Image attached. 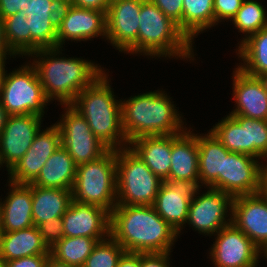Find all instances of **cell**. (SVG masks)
Returning <instances> with one entry per match:
<instances>
[{"mask_svg": "<svg viewBox=\"0 0 267 267\" xmlns=\"http://www.w3.org/2000/svg\"><path fill=\"white\" fill-rule=\"evenodd\" d=\"M110 235L131 253L172 252L178 232L153 206L116 205L110 213Z\"/></svg>", "mask_w": 267, "mask_h": 267, "instance_id": "obj_1", "label": "cell"}, {"mask_svg": "<svg viewBox=\"0 0 267 267\" xmlns=\"http://www.w3.org/2000/svg\"><path fill=\"white\" fill-rule=\"evenodd\" d=\"M61 51L60 47L44 48L28 57L36 58L31 64L37 71L45 97L50 102L55 99L61 105H69L106 71L82 58L59 57Z\"/></svg>", "mask_w": 267, "mask_h": 267, "instance_id": "obj_2", "label": "cell"}, {"mask_svg": "<svg viewBox=\"0 0 267 267\" xmlns=\"http://www.w3.org/2000/svg\"><path fill=\"white\" fill-rule=\"evenodd\" d=\"M164 91H150L121 100L122 127L128 144L144 136L183 133L181 114Z\"/></svg>", "mask_w": 267, "mask_h": 267, "instance_id": "obj_3", "label": "cell"}, {"mask_svg": "<svg viewBox=\"0 0 267 267\" xmlns=\"http://www.w3.org/2000/svg\"><path fill=\"white\" fill-rule=\"evenodd\" d=\"M108 73L81 91L70 104L88 122L93 134L109 149L129 144L122 127L121 100L115 98Z\"/></svg>", "mask_w": 267, "mask_h": 267, "instance_id": "obj_4", "label": "cell"}, {"mask_svg": "<svg viewBox=\"0 0 267 267\" xmlns=\"http://www.w3.org/2000/svg\"><path fill=\"white\" fill-rule=\"evenodd\" d=\"M193 43L151 0H142L137 54L151 57L193 58ZM193 52V53H192Z\"/></svg>", "mask_w": 267, "mask_h": 267, "instance_id": "obj_5", "label": "cell"}, {"mask_svg": "<svg viewBox=\"0 0 267 267\" xmlns=\"http://www.w3.org/2000/svg\"><path fill=\"white\" fill-rule=\"evenodd\" d=\"M73 199L107 210L117 205L116 150L109 149L100 158L76 166Z\"/></svg>", "mask_w": 267, "mask_h": 267, "instance_id": "obj_6", "label": "cell"}, {"mask_svg": "<svg viewBox=\"0 0 267 267\" xmlns=\"http://www.w3.org/2000/svg\"><path fill=\"white\" fill-rule=\"evenodd\" d=\"M117 205L153 206L163 180L130 148L116 150Z\"/></svg>", "mask_w": 267, "mask_h": 267, "instance_id": "obj_7", "label": "cell"}, {"mask_svg": "<svg viewBox=\"0 0 267 267\" xmlns=\"http://www.w3.org/2000/svg\"><path fill=\"white\" fill-rule=\"evenodd\" d=\"M27 63L5 74L0 99L9 115L35 114L43 117L50 102L44 94L37 71Z\"/></svg>", "mask_w": 267, "mask_h": 267, "instance_id": "obj_8", "label": "cell"}, {"mask_svg": "<svg viewBox=\"0 0 267 267\" xmlns=\"http://www.w3.org/2000/svg\"><path fill=\"white\" fill-rule=\"evenodd\" d=\"M65 113L55 123L61 132V144L68 151L76 166L94 161L109 148L92 132L86 119L70 104L64 105Z\"/></svg>", "mask_w": 267, "mask_h": 267, "instance_id": "obj_9", "label": "cell"}, {"mask_svg": "<svg viewBox=\"0 0 267 267\" xmlns=\"http://www.w3.org/2000/svg\"><path fill=\"white\" fill-rule=\"evenodd\" d=\"M210 248L215 267H256L261 250L232 222L221 228Z\"/></svg>", "mask_w": 267, "mask_h": 267, "instance_id": "obj_10", "label": "cell"}, {"mask_svg": "<svg viewBox=\"0 0 267 267\" xmlns=\"http://www.w3.org/2000/svg\"><path fill=\"white\" fill-rule=\"evenodd\" d=\"M258 160L247 154L230 151L223 155L219 190L232 197L258 193L263 172L267 169V165L264 166Z\"/></svg>", "mask_w": 267, "mask_h": 267, "instance_id": "obj_11", "label": "cell"}, {"mask_svg": "<svg viewBox=\"0 0 267 267\" xmlns=\"http://www.w3.org/2000/svg\"><path fill=\"white\" fill-rule=\"evenodd\" d=\"M207 189L203 194L197 192L191 200L186 223L199 233L214 236V233L231 223V217H226L229 211L231 216L233 197L218 189Z\"/></svg>", "mask_w": 267, "mask_h": 267, "instance_id": "obj_12", "label": "cell"}, {"mask_svg": "<svg viewBox=\"0 0 267 267\" xmlns=\"http://www.w3.org/2000/svg\"><path fill=\"white\" fill-rule=\"evenodd\" d=\"M107 36L106 12L69 4L60 8L57 19V47L63 48L65 40L86 41Z\"/></svg>", "mask_w": 267, "mask_h": 267, "instance_id": "obj_13", "label": "cell"}, {"mask_svg": "<svg viewBox=\"0 0 267 267\" xmlns=\"http://www.w3.org/2000/svg\"><path fill=\"white\" fill-rule=\"evenodd\" d=\"M142 0H112L106 12V40L119 52L137 54Z\"/></svg>", "mask_w": 267, "mask_h": 267, "instance_id": "obj_14", "label": "cell"}, {"mask_svg": "<svg viewBox=\"0 0 267 267\" xmlns=\"http://www.w3.org/2000/svg\"><path fill=\"white\" fill-rule=\"evenodd\" d=\"M200 186L185 179L163 180L153 207L178 234L186 224L191 200L200 192Z\"/></svg>", "mask_w": 267, "mask_h": 267, "instance_id": "obj_15", "label": "cell"}, {"mask_svg": "<svg viewBox=\"0 0 267 267\" xmlns=\"http://www.w3.org/2000/svg\"><path fill=\"white\" fill-rule=\"evenodd\" d=\"M42 117L35 114L9 115L0 133V168L9 172L25 155L41 129Z\"/></svg>", "mask_w": 267, "mask_h": 267, "instance_id": "obj_16", "label": "cell"}, {"mask_svg": "<svg viewBox=\"0 0 267 267\" xmlns=\"http://www.w3.org/2000/svg\"><path fill=\"white\" fill-rule=\"evenodd\" d=\"M231 222L267 257V201L259 192L233 197Z\"/></svg>", "mask_w": 267, "mask_h": 267, "instance_id": "obj_17", "label": "cell"}, {"mask_svg": "<svg viewBox=\"0 0 267 267\" xmlns=\"http://www.w3.org/2000/svg\"><path fill=\"white\" fill-rule=\"evenodd\" d=\"M61 145V132L55 123L45 130L40 129L28 151L8 172L9 181L15 184H31L48 158Z\"/></svg>", "mask_w": 267, "mask_h": 267, "instance_id": "obj_18", "label": "cell"}, {"mask_svg": "<svg viewBox=\"0 0 267 267\" xmlns=\"http://www.w3.org/2000/svg\"><path fill=\"white\" fill-rule=\"evenodd\" d=\"M64 237L108 238L110 213L100 206L72 199L62 216Z\"/></svg>", "mask_w": 267, "mask_h": 267, "instance_id": "obj_19", "label": "cell"}, {"mask_svg": "<svg viewBox=\"0 0 267 267\" xmlns=\"http://www.w3.org/2000/svg\"><path fill=\"white\" fill-rule=\"evenodd\" d=\"M232 76L233 98L237 105L229 115L267 121V78L248 75L239 67Z\"/></svg>", "mask_w": 267, "mask_h": 267, "instance_id": "obj_20", "label": "cell"}, {"mask_svg": "<svg viewBox=\"0 0 267 267\" xmlns=\"http://www.w3.org/2000/svg\"><path fill=\"white\" fill-rule=\"evenodd\" d=\"M60 7L51 0H29L26 10L31 32V53L57 47V19Z\"/></svg>", "mask_w": 267, "mask_h": 267, "instance_id": "obj_21", "label": "cell"}, {"mask_svg": "<svg viewBox=\"0 0 267 267\" xmlns=\"http://www.w3.org/2000/svg\"><path fill=\"white\" fill-rule=\"evenodd\" d=\"M6 199L0 201V232H13L34 226L32 217V184L10 181Z\"/></svg>", "mask_w": 267, "mask_h": 267, "instance_id": "obj_22", "label": "cell"}, {"mask_svg": "<svg viewBox=\"0 0 267 267\" xmlns=\"http://www.w3.org/2000/svg\"><path fill=\"white\" fill-rule=\"evenodd\" d=\"M169 180L199 181L197 134L186 130L171 134V167Z\"/></svg>", "mask_w": 267, "mask_h": 267, "instance_id": "obj_23", "label": "cell"}, {"mask_svg": "<svg viewBox=\"0 0 267 267\" xmlns=\"http://www.w3.org/2000/svg\"><path fill=\"white\" fill-rule=\"evenodd\" d=\"M129 146L155 175L162 180L169 177L171 135L139 137L131 141Z\"/></svg>", "mask_w": 267, "mask_h": 267, "instance_id": "obj_24", "label": "cell"}, {"mask_svg": "<svg viewBox=\"0 0 267 267\" xmlns=\"http://www.w3.org/2000/svg\"><path fill=\"white\" fill-rule=\"evenodd\" d=\"M40 254L50 253L37 226L13 232H0L2 262Z\"/></svg>", "mask_w": 267, "mask_h": 267, "instance_id": "obj_25", "label": "cell"}, {"mask_svg": "<svg viewBox=\"0 0 267 267\" xmlns=\"http://www.w3.org/2000/svg\"><path fill=\"white\" fill-rule=\"evenodd\" d=\"M197 135L199 181L206 187L219 190V173H222L223 155L229 152L211 131Z\"/></svg>", "mask_w": 267, "mask_h": 267, "instance_id": "obj_26", "label": "cell"}, {"mask_svg": "<svg viewBox=\"0 0 267 267\" xmlns=\"http://www.w3.org/2000/svg\"><path fill=\"white\" fill-rule=\"evenodd\" d=\"M76 179V165L61 145L46 161L32 185L44 188L72 190Z\"/></svg>", "mask_w": 267, "mask_h": 267, "instance_id": "obj_27", "label": "cell"}, {"mask_svg": "<svg viewBox=\"0 0 267 267\" xmlns=\"http://www.w3.org/2000/svg\"><path fill=\"white\" fill-rule=\"evenodd\" d=\"M73 199L72 190L32 185V217L34 226L49 218L62 217Z\"/></svg>", "mask_w": 267, "mask_h": 267, "instance_id": "obj_28", "label": "cell"}, {"mask_svg": "<svg viewBox=\"0 0 267 267\" xmlns=\"http://www.w3.org/2000/svg\"><path fill=\"white\" fill-rule=\"evenodd\" d=\"M236 50L243 61L238 66L242 71L251 76L267 78V27L249 36Z\"/></svg>", "mask_w": 267, "mask_h": 267, "instance_id": "obj_29", "label": "cell"}, {"mask_svg": "<svg viewBox=\"0 0 267 267\" xmlns=\"http://www.w3.org/2000/svg\"><path fill=\"white\" fill-rule=\"evenodd\" d=\"M214 25L213 0H183L182 32L191 42Z\"/></svg>", "mask_w": 267, "mask_h": 267, "instance_id": "obj_30", "label": "cell"}, {"mask_svg": "<svg viewBox=\"0 0 267 267\" xmlns=\"http://www.w3.org/2000/svg\"><path fill=\"white\" fill-rule=\"evenodd\" d=\"M106 238L63 237L49 249L50 256L59 262L83 267L98 241Z\"/></svg>", "mask_w": 267, "mask_h": 267, "instance_id": "obj_31", "label": "cell"}, {"mask_svg": "<svg viewBox=\"0 0 267 267\" xmlns=\"http://www.w3.org/2000/svg\"><path fill=\"white\" fill-rule=\"evenodd\" d=\"M5 39L9 49L16 55L31 54V32L23 10L4 20Z\"/></svg>", "mask_w": 267, "mask_h": 267, "instance_id": "obj_32", "label": "cell"}, {"mask_svg": "<svg viewBox=\"0 0 267 267\" xmlns=\"http://www.w3.org/2000/svg\"><path fill=\"white\" fill-rule=\"evenodd\" d=\"M244 129L245 154L267 159V121L231 115Z\"/></svg>", "mask_w": 267, "mask_h": 267, "instance_id": "obj_33", "label": "cell"}, {"mask_svg": "<svg viewBox=\"0 0 267 267\" xmlns=\"http://www.w3.org/2000/svg\"><path fill=\"white\" fill-rule=\"evenodd\" d=\"M266 11L257 0H244L242 6L232 18L233 25L243 34L246 33L241 43L249 36L267 27Z\"/></svg>", "mask_w": 267, "mask_h": 267, "instance_id": "obj_34", "label": "cell"}, {"mask_svg": "<svg viewBox=\"0 0 267 267\" xmlns=\"http://www.w3.org/2000/svg\"><path fill=\"white\" fill-rule=\"evenodd\" d=\"M210 131L228 151L245 154L244 129L231 115L224 117Z\"/></svg>", "mask_w": 267, "mask_h": 267, "instance_id": "obj_35", "label": "cell"}, {"mask_svg": "<svg viewBox=\"0 0 267 267\" xmlns=\"http://www.w3.org/2000/svg\"><path fill=\"white\" fill-rule=\"evenodd\" d=\"M125 252L122 245L109 235L108 238L98 241L83 267H117Z\"/></svg>", "mask_w": 267, "mask_h": 267, "instance_id": "obj_36", "label": "cell"}, {"mask_svg": "<svg viewBox=\"0 0 267 267\" xmlns=\"http://www.w3.org/2000/svg\"><path fill=\"white\" fill-rule=\"evenodd\" d=\"M37 227L43 242L49 249L64 237L62 217L49 218Z\"/></svg>", "mask_w": 267, "mask_h": 267, "instance_id": "obj_37", "label": "cell"}, {"mask_svg": "<svg viewBox=\"0 0 267 267\" xmlns=\"http://www.w3.org/2000/svg\"><path fill=\"white\" fill-rule=\"evenodd\" d=\"M244 0H213L215 25L222 20H232Z\"/></svg>", "mask_w": 267, "mask_h": 267, "instance_id": "obj_38", "label": "cell"}, {"mask_svg": "<svg viewBox=\"0 0 267 267\" xmlns=\"http://www.w3.org/2000/svg\"><path fill=\"white\" fill-rule=\"evenodd\" d=\"M182 31L183 0H151Z\"/></svg>", "mask_w": 267, "mask_h": 267, "instance_id": "obj_39", "label": "cell"}, {"mask_svg": "<svg viewBox=\"0 0 267 267\" xmlns=\"http://www.w3.org/2000/svg\"><path fill=\"white\" fill-rule=\"evenodd\" d=\"M50 254L27 256L3 262V267H45Z\"/></svg>", "mask_w": 267, "mask_h": 267, "instance_id": "obj_40", "label": "cell"}, {"mask_svg": "<svg viewBox=\"0 0 267 267\" xmlns=\"http://www.w3.org/2000/svg\"><path fill=\"white\" fill-rule=\"evenodd\" d=\"M170 252L140 253V267H169Z\"/></svg>", "mask_w": 267, "mask_h": 267, "instance_id": "obj_41", "label": "cell"}, {"mask_svg": "<svg viewBox=\"0 0 267 267\" xmlns=\"http://www.w3.org/2000/svg\"><path fill=\"white\" fill-rule=\"evenodd\" d=\"M29 0H0V17L5 18L26 10Z\"/></svg>", "mask_w": 267, "mask_h": 267, "instance_id": "obj_42", "label": "cell"}, {"mask_svg": "<svg viewBox=\"0 0 267 267\" xmlns=\"http://www.w3.org/2000/svg\"><path fill=\"white\" fill-rule=\"evenodd\" d=\"M112 0H70V4L86 9L101 10L107 12Z\"/></svg>", "mask_w": 267, "mask_h": 267, "instance_id": "obj_43", "label": "cell"}, {"mask_svg": "<svg viewBox=\"0 0 267 267\" xmlns=\"http://www.w3.org/2000/svg\"><path fill=\"white\" fill-rule=\"evenodd\" d=\"M117 267H140V253L125 252L119 259Z\"/></svg>", "mask_w": 267, "mask_h": 267, "instance_id": "obj_44", "label": "cell"}, {"mask_svg": "<svg viewBox=\"0 0 267 267\" xmlns=\"http://www.w3.org/2000/svg\"><path fill=\"white\" fill-rule=\"evenodd\" d=\"M7 55L15 57L14 53L9 49L6 39H5V33H4V21L0 17V58H6Z\"/></svg>", "mask_w": 267, "mask_h": 267, "instance_id": "obj_45", "label": "cell"}, {"mask_svg": "<svg viewBox=\"0 0 267 267\" xmlns=\"http://www.w3.org/2000/svg\"><path fill=\"white\" fill-rule=\"evenodd\" d=\"M45 267H76V266L59 262L58 260H55L53 257L49 255Z\"/></svg>", "mask_w": 267, "mask_h": 267, "instance_id": "obj_46", "label": "cell"}, {"mask_svg": "<svg viewBox=\"0 0 267 267\" xmlns=\"http://www.w3.org/2000/svg\"><path fill=\"white\" fill-rule=\"evenodd\" d=\"M9 114L6 109L3 107L0 99V133L2 132L4 126L6 125Z\"/></svg>", "mask_w": 267, "mask_h": 267, "instance_id": "obj_47", "label": "cell"}, {"mask_svg": "<svg viewBox=\"0 0 267 267\" xmlns=\"http://www.w3.org/2000/svg\"><path fill=\"white\" fill-rule=\"evenodd\" d=\"M259 193L266 199L267 201V169L263 172L260 184Z\"/></svg>", "mask_w": 267, "mask_h": 267, "instance_id": "obj_48", "label": "cell"}, {"mask_svg": "<svg viewBox=\"0 0 267 267\" xmlns=\"http://www.w3.org/2000/svg\"><path fill=\"white\" fill-rule=\"evenodd\" d=\"M6 59L7 58H0V95H1L2 87H3L4 77L6 74V71H5Z\"/></svg>", "mask_w": 267, "mask_h": 267, "instance_id": "obj_49", "label": "cell"}, {"mask_svg": "<svg viewBox=\"0 0 267 267\" xmlns=\"http://www.w3.org/2000/svg\"><path fill=\"white\" fill-rule=\"evenodd\" d=\"M56 5H58L60 8H63L70 4V0H51Z\"/></svg>", "mask_w": 267, "mask_h": 267, "instance_id": "obj_50", "label": "cell"}, {"mask_svg": "<svg viewBox=\"0 0 267 267\" xmlns=\"http://www.w3.org/2000/svg\"><path fill=\"white\" fill-rule=\"evenodd\" d=\"M0 267H3V262L1 259H0Z\"/></svg>", "mask_w": 267, "mask_h": 267, "instance_id": "obj_51", "label": "cell"}]
</instances>
